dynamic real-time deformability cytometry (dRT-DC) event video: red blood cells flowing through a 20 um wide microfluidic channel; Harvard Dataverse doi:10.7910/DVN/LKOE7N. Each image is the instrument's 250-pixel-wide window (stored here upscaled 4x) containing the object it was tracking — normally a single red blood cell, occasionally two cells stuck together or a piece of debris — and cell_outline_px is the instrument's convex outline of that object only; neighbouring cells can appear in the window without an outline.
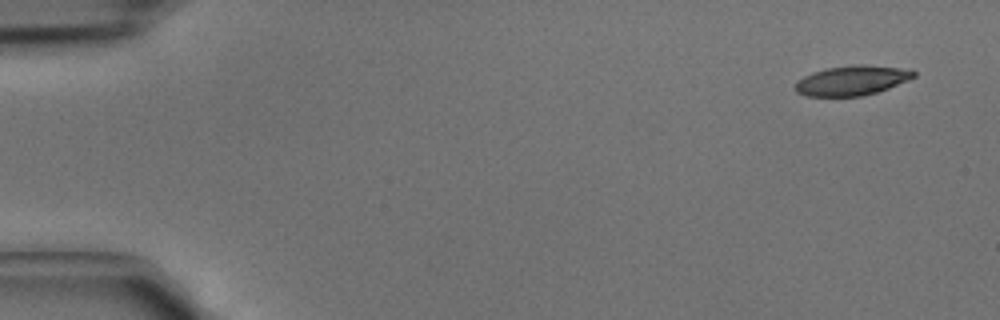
{"species": "common noctule bat (a hibernating species)", "species_latin": "Nyctalus noctula", "temperature_condition": "cold", "stored_images_in_passage": 3, "camera_frame_rate_fps": 3000, "um_per_image_px": 0.085, "animal": {"sex": "male", "body_mass_g": 15.6}, "frame": {"image": 1, "passage_image": 1, "time_ms": 0.0, "image_size_px": [1000, 320], "cell_outline_px": [[916, 76], [908, 80], [888, 88], [876, 92], [860, 96], [808, 96], [796, 92], [796, 80], [812, 72], [828, 68], [856, 64], [864, 64], [900, 68], [916, 72]], "centroid_in_image_um": [72.39, 6.83], "position_along_channel_um": 12.6, "area_um2": 20.35}}